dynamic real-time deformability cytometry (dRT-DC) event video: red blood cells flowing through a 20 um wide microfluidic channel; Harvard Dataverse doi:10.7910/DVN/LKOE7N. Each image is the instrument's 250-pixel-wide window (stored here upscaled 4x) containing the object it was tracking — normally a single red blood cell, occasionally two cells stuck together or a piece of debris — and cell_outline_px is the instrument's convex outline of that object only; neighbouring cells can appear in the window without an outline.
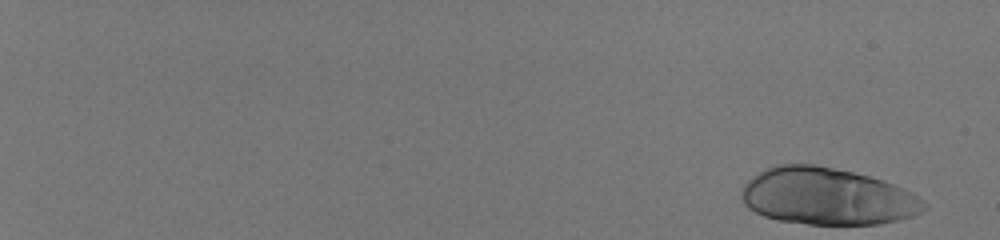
{"species": "human", "species_latin": "Homo sapiens", "temperature_condition": "room temperature", "stored_images_in_passage": 47, "camera_frame_rate_fps": 3000, "um_per_image_px": 0.085, "donor": {"sex": "male"}, "frame": {"image": 1, "passage_image": 1, "time_ms": 0.0, "image_size_px": [1000, 240], "cell_outline_px": [[928, 208], [912, 216], [900, 220], [880, 224], [808, 224], [780, 220], [764, 216], [748, 208], [744, 204], [740, 196], [740, 192], [744, 184], [752, 176], [776, 164], [816, 164], [852, 172], [868, 176], [892, 184], [916, 196], [928, 204]], "centroid_in_image_um": [70.28, 16.7], "position_along_channel_um": 14.7, "area_um2": 60.34}}
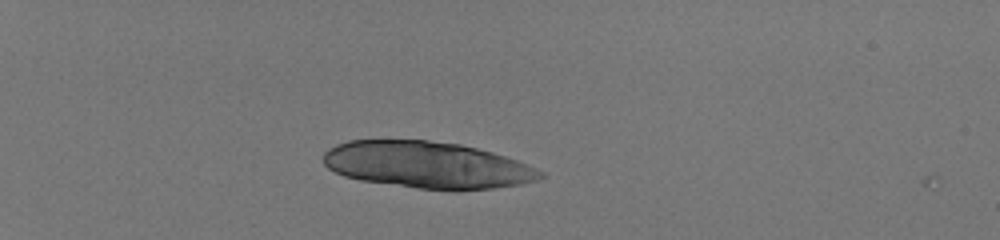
{"frame": {"image": 2, "passage_image": 17, "time_ms": 5.333, "image_size_px": [1000, 240], "cell_outline_px": [[544, 176], [536, 180], [520, 184], [492, 188], [456, 192], [420, 188], [360, 180], [344, 176], [328, 168], [324, 164], [324, 152], [328, 148], [336, 144], [348, 140], [428, 140], [460, 144], [492, 152], [516, 160], [536, 168], [544, 172]], "centroid_in_image_um": [36.31, 14.03], "position_along_channel_um": 48.7, "area_um2": 59.19}}
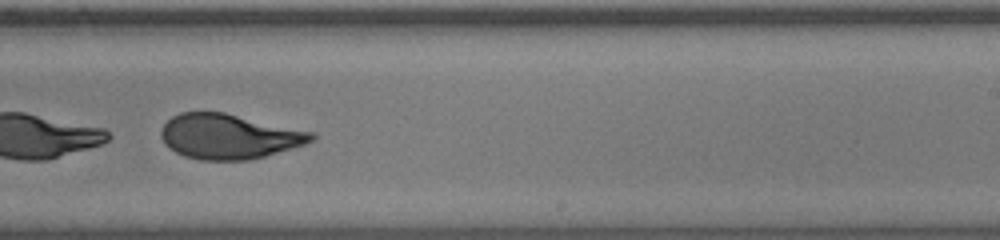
{"frame": {"image": 3, "passage_image": 39, "time_ms": 12.667, "image_size_px": [1000, 240], "cell_outline_px": [[316, 136], [312, 140], [304, 144], [264, 156], [248, 160], [200, 160], [184, 156], [168, 148], [164, 144], [160, 136], [160, 128], [172, 116], [180, 112], [224, 112], [316, 132]], "centroid_in_image_um": [19.43, 11.59], "position_along_channel_um": 269.6, "area_um2": 39.54}}